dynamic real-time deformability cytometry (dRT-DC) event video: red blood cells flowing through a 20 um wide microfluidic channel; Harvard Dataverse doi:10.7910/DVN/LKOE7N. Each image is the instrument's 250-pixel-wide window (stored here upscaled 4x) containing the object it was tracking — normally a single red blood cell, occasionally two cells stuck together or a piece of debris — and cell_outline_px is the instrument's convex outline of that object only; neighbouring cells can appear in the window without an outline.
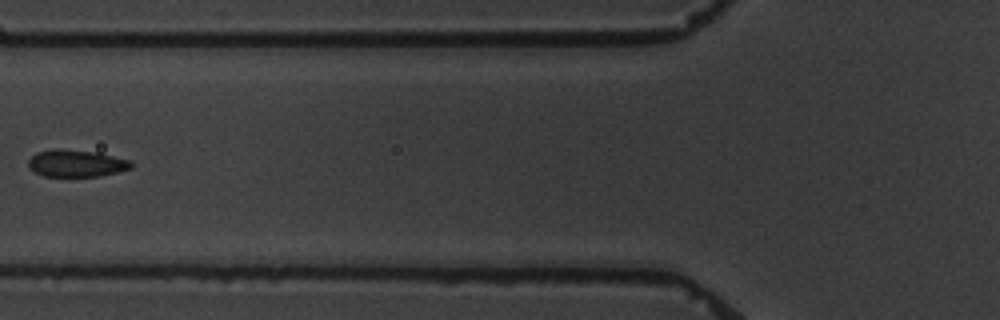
{"species": "common noctule bat (a hibernating species)", "species_latin": "Nyctalus noctula", "temperature_condition": "warm", "stored_images_in_passage": 9, "camera_frame_rate_fps": 3000, "um_per_image_px": 0.085, "animal": {"sex": "male", "body_mass_g": 19.5, "forearm_length_mm": 54.6}, "frame": {"image": 1, "passage_image": 6, "time_ms": 6.0, "image_size_px": [1000, 320], "cell_outline_px": [[132, 168], [100, 176], [44, 176], [36, 172], [28, 164], [28, 160], [36, 152], [52, 148], [60, 148], [96, 152], [132, 160]], "centroid_in_image_um": [6.49, 13.86], "position_along_channel_um": 119.3, "area_um2": 16.24}}
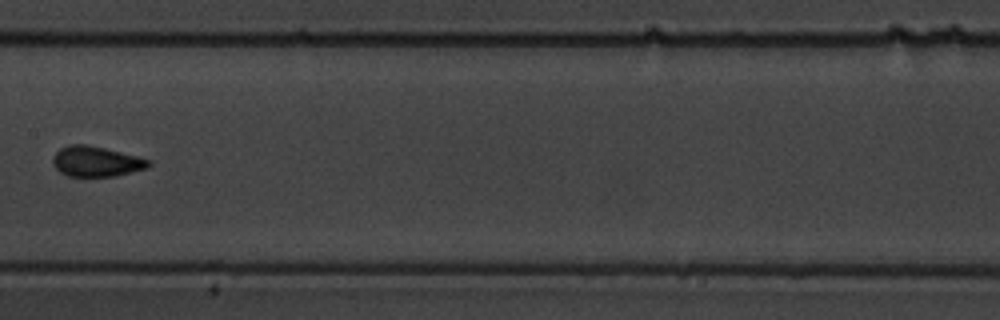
{"frame": {"image": 2, "passage_image": 8, "time_ms": 8.333, "image_size_px": [1000, 320], "cell_outline_px": [[152, 164], [148, 168], [116, 176], [68, 176], [60, 172], [52, 164], [52, 156], [60, 148], [68, 144], [88, 144], [152, 160]], "centroid_in_image_um": [8.17, 13.72], "position_along_channel_um": 199.2, "area_um2": 17.05}}
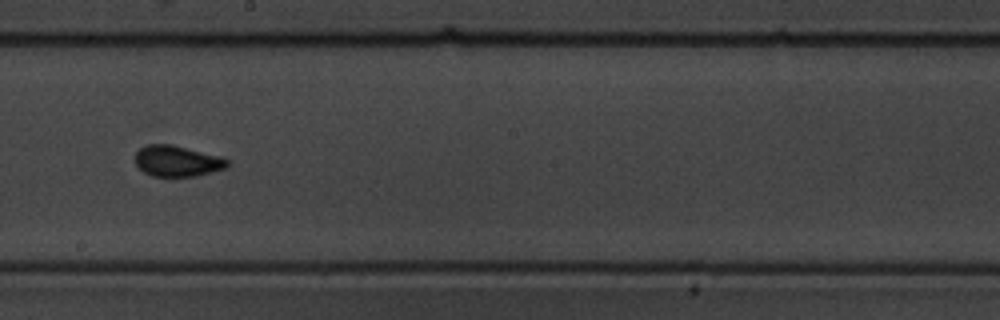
{"frame": {"image": 3, "passage_image": 9, "time_ms": 9.333, "image_size_px": [1000, 320], "cell_outline_px": [[228, 168], [196, 176], [152, 176], [144, 172], [136, 164], [136, 152], [140, 148], [148, 144], [172, 144], [220, 156], [228, 160]], "centroid_in_image_um": [15.08, 13.69], "position_along_channel_um": 233.1, "area_um2": 16.59}}